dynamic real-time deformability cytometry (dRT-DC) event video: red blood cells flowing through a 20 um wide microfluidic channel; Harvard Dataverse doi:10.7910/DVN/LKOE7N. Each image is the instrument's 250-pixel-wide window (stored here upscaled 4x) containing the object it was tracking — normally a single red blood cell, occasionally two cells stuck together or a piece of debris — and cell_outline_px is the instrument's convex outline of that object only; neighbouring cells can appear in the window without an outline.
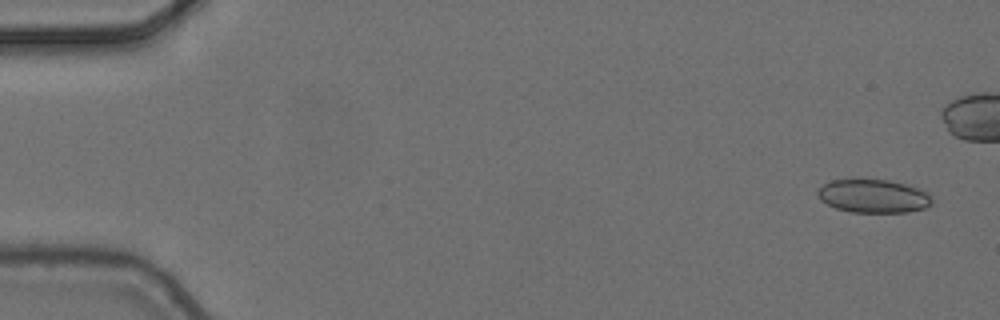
{"species": "common noctule bat (a hibernating species)", "species_latin": "Nyctalus noctula", "temperature_condition": "cold", "stored_images_in_passage": 5, "camera_frame_rate_fps": 3000, "um_per_image_px": 0.085, "animal": {"sex": "female", "body_mass_g": 24.6, "forearm_length_mm": 56.2}, "frame": {"image": 1, "passage_image": 1, "time_ms": 0.0, "image_size_px": [1000, 320], "cell_outline_px": [[932, 204], [924, 208], [908, 212], [852, 212], [836, 208], [820, 200], [816, 192], [824, 184], [832, 180], [888, 180], [904, 184], [916, 188], [924, 192], [932, 200]], "centroid_in_image_um": [74.2, 16.68], "position_along_channel_um": 10.8, "area_um2": 21.79}}
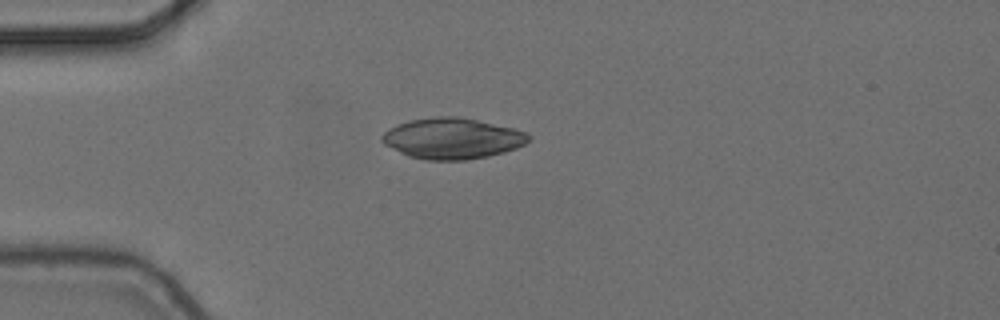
{"frame": {"image": 2, "passage_image": 5, "time_ms": 1.333, "image_size_px": [1000, 320], "cell_outline_px": [[532, 136], [524, 144], [516, 148], [504, 152], [488, 156], [464, 160], [424, 160], [408, 156], [384, 144], [380, 140], [380, 136], [388, 128], [396, 124], [412, 120], [436, 116], [456, 116], [476, 120], [512, 128], [528, 132]], "centroid_in_image_um": [38.42, 11.77], "position_along_channel_um": 46.6, "area_um2": 34.91}}